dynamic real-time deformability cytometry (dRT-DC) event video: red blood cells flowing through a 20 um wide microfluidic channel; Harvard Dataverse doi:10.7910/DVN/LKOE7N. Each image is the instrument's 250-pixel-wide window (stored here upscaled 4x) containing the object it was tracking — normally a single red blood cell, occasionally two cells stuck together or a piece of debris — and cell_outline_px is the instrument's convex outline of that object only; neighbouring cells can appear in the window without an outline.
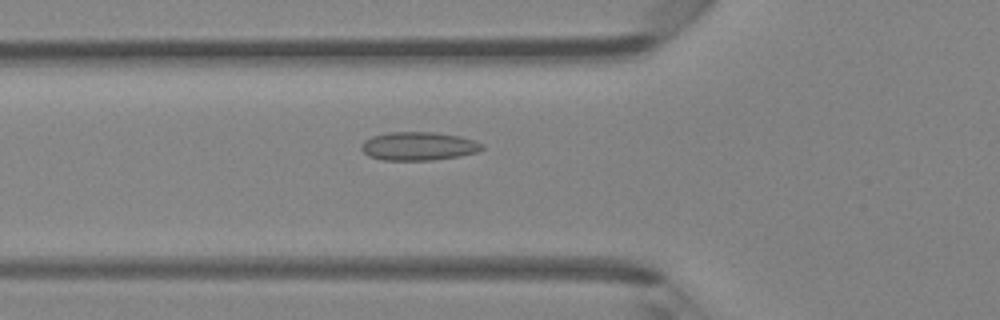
{"species": "Egyptian fruit bat (a non-hibernating species)", "species_latin": "Rousettus aegyptiacus", "temperature_condition": "room temperature", "stored_images_in_passage": 33, "camera_frame_rate_fps": 3000, "um_per_image_px": 0.085, "animal": {"sex": "female"}, "frame": {"image": 1, "passage_image": 3, "time_ms": 0.667, "image_size_px": [1000, 320], "cell_outline_px": [[484, 148], [476, 152], [460, 156], [432, 160], [380, 160], [368, 156], [360, 148], [360, 144], [364, 140], [372, 136], [388, 132], [432, 132], [460, 136], [484, 144]], "centroid_in_image_um": [35.54, 12.42], "position_along_channel_um": 90.3, "area_um2": 20.11}}
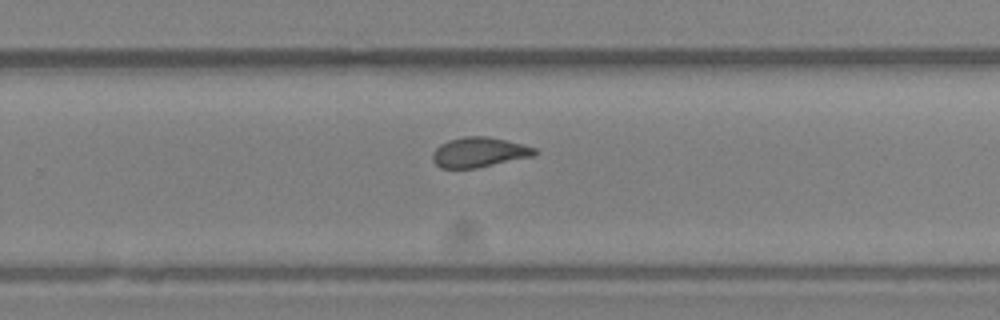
{"frame": {"image": 2, "passage_image": 17, "time_ms": 5.333, "image_size_px": [1000, 320], "cell_outline_px": [[540, 152], [536, 156], [476, 168], [440, 168], [432, 160], [432, 152], [440, 144], [448, 140], [464, 136], [488, 136], [536, 148]], "centroid_in_image_um": [40.73, 12.95], "position_along_channel_um": 289.1, "area_um2": 17.98}}
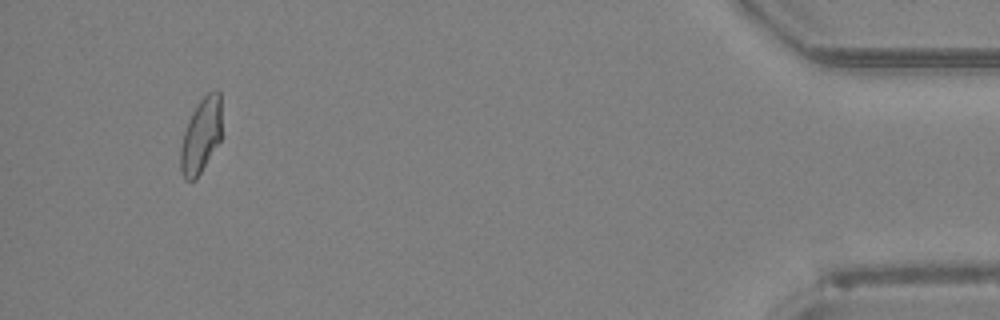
{"frame": {"image": 3, "passage_image": 31, "time_ms": 10.0, "image_size_px": [1000, 320], "cell_outline_px": [[220, 140], [196, 180], [184, 180], [180, 168], [180, 148], [184, 132], [188, 120], [192, 112], [200, 100], [208, 92], [220, 92]], "centroid_in_image_um": [17.05, 11.57], "position_along_channel_um": 418.1, "area_um2": 17.69}, "authors_computed_cell_mechanics": {"area_um2": 17.9758, "velocity_mm_per_s": 4.2783, "shape_relaxation_time_tau1_ms": null, "shape_relaxation_time_tau2_ms": 1.7383, "deformation_change_tau1": null, "deformation_change_tau2": 0.0776}}